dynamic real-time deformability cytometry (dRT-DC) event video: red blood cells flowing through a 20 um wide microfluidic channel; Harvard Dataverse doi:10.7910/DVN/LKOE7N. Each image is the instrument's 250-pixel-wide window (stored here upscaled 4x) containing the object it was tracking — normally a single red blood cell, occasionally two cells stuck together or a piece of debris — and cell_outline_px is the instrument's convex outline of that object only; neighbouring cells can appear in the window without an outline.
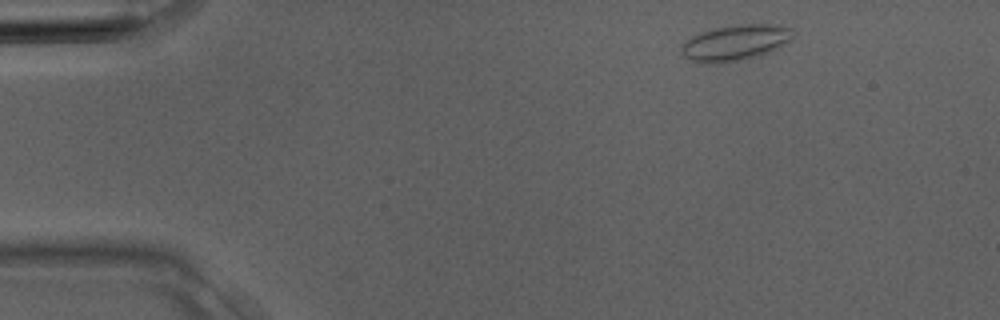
{"species": "Egyptian fruit bat (a non-hibernating species)", "species_latin": "Rousettus aegyptiacus", "temperature_condition": "room temperature", "stored_images_in_passage": 3, "camera_frame_rate_fps": 3000, "um_per_image_px": 0.085, "animal": {"sex": "male"}, "frame": {"image": 1, "passage_image": 1, "time_ms": 0.0, "image_size_px": [1000, 320], "cell_outline_px": [[796, 32], [792, 40], [760, 56], [716, 64], [704, 64], [692, 60], [684, 56], [680, 52], [680, 44], [692, 36], [700, 32], [712, 28], [736, 24], [780, 24], [792, 28]], "centroid_in_image_um": [62.51, 3.61], "position_along_channel_um": 22.5, "area_um2": 23.76}}